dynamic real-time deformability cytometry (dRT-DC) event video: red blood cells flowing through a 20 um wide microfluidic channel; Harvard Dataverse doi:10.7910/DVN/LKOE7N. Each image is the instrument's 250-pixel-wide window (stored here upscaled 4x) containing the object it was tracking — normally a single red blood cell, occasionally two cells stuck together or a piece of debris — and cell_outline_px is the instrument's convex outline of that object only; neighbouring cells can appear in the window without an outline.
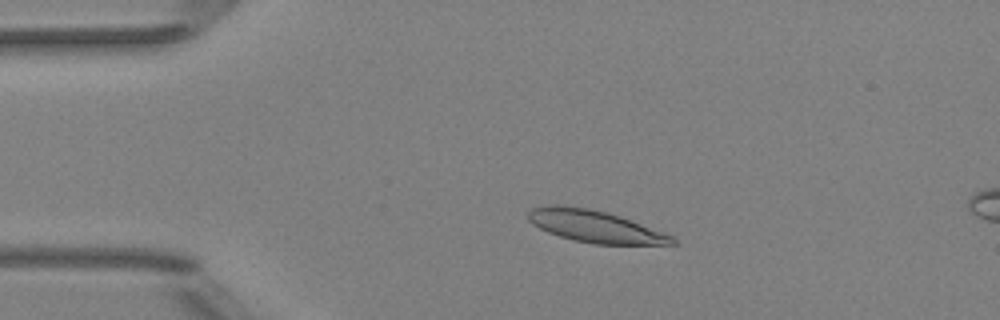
{"species": "Egyptian fruit bat (a non-hibernating species)", "species_latin": "Rousettus aegyptiacus", "temperature_condition": "room temperature", "stored_images_in_passage": 5, "camera_frame_rate_fps": 3000, "um_per_image_px": 0.085, "animal": {"sex": "female"}, "frame": {"image": 1, "passage_image": 4, "time_ms": 3.333, "image_size_px": [1000, 320], "cell_outline_px": [[680, 244], [596, 244], [572, 240], [548, 232], [532, 224], [528, 220], [528, 212], [532, 208], [548, 204], [564, 204], [588, 208], [620, 216], [672, 236]], "centroid_in_image_um": [50.52, 19.23], "position_along_channel_um": 34.5, "area_um2": 26.76}}